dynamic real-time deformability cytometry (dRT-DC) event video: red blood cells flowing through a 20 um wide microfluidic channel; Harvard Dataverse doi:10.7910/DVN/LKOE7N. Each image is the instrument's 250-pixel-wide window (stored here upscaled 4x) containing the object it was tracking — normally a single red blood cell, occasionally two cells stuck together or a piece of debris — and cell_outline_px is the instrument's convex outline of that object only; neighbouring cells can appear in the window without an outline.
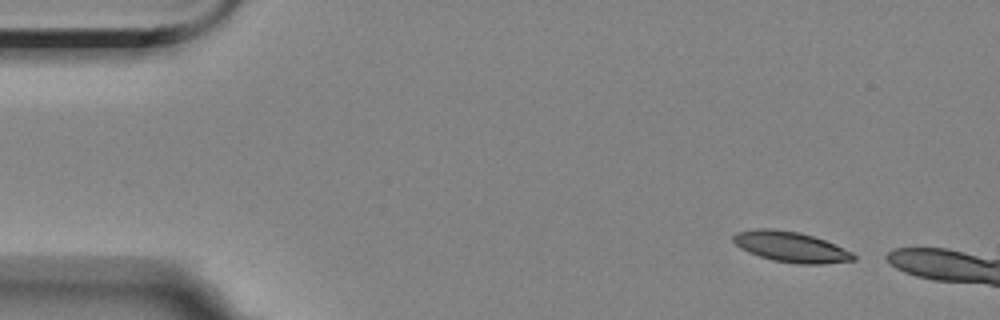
{"species": "Egyptian fruit bat (a non-hibernating species)", "species_latin": "Rousettus aegyptiacus", "temperature_condition": "room temperature", "stored_images_in_passage": 3, "camera_frame_rate_fps": 3000, "um_per_image_px": 0.085, "animal": {"sex": "female"}, "frame": {"image": 1, "passage_image": 1, "time_ms": 0.0, "image_size_px": [1000, 320], "cell_outline_px": [[856, 260], [820, 264], [796, 264], [772, 260], [748, 252], [740, 248], [732, 240], [732, 236], [736, 232], [756, 228], [772, 228], [800, 232], [836, 244], [852, 252], [856, 256]], "centroid_in_image_um": [67.21, 20.98], "position_along_channel_um": 17.8, "area_um2": 21.5}}